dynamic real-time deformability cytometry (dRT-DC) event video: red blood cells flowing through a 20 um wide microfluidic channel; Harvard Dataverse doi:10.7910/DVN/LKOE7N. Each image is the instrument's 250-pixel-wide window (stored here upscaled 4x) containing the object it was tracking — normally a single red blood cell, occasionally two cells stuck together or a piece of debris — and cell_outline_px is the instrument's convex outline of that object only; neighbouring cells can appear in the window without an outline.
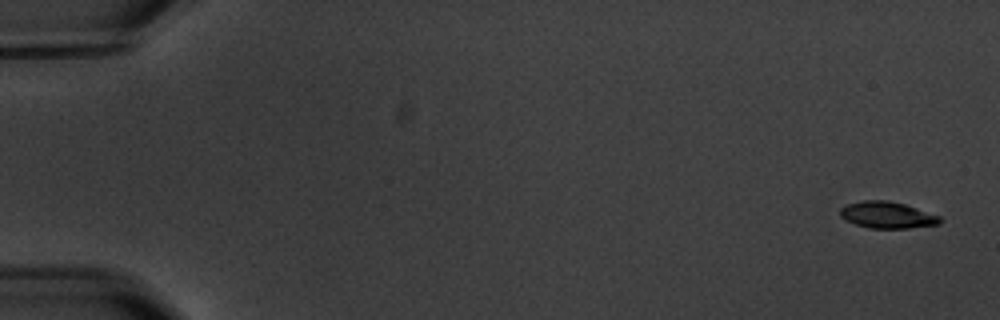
{"species": "common noctule bat (a hibernating species)", "species_latin": "Nyctalus noctula", "temperature_condition": "warm", "stored_images_in_passage": 6, "camera_frame_rate_fps": 3000, "um_per_image_px": 0.085, "animal": {"sex": "male", "body_mass_g": 20.1, "forearm_length_mm": 53.5}, "frame": {"image": 1, "passage_image": 1, "time_ms": 0.0, "image_size_px": [1000, 320], "cell_outline_px": [[944, 220], [940, 224], [908, 228], [872, 228], [856, 224], [840, 216], [840, 208], [848, 204], [864, 200], [888, 200], [904, 204], [940, 216]], "centroid_in_image_um": [75.45, 18.27], "position_along_channel_um": 9.5, "area_um2": 15.32}}